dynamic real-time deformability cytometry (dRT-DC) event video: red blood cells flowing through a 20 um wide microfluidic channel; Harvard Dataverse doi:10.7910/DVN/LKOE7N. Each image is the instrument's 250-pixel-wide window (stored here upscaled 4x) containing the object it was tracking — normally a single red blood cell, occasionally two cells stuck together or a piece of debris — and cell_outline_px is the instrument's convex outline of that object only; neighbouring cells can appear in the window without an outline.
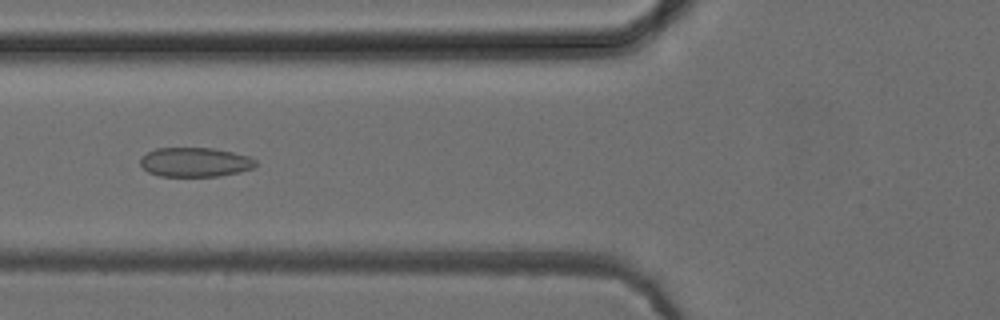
{"species": "common noctule bat (a hibernating species)", "species_latin": "Nyctalus noctula", "temperature_condition": "cold", "stored_images_in_passage": 52, "camera_frame_rate_fps": 3000, "um_per_image_px": 0.085, "animal": {"sex": "female", "body_mass_g": 24.6, "forearm_length_mm": 56.2}, "frame": {"image": 1, "passage_image": 20, "time_ms": 6.333, "image_size_px": [1000, 320], "cell_outline_px": [[256, 164], [252, 168], [240, 172], [220, 176], [160, 176], [148, 172], [140, 164], [140, 156], [156, 148], [212, 148], [232, 152], [248, 156], [256, 160]], "centroid_in_image_um": [16.56, 13.78], "position_along_channel_um": 109.2, "area_um2": 19.71}}
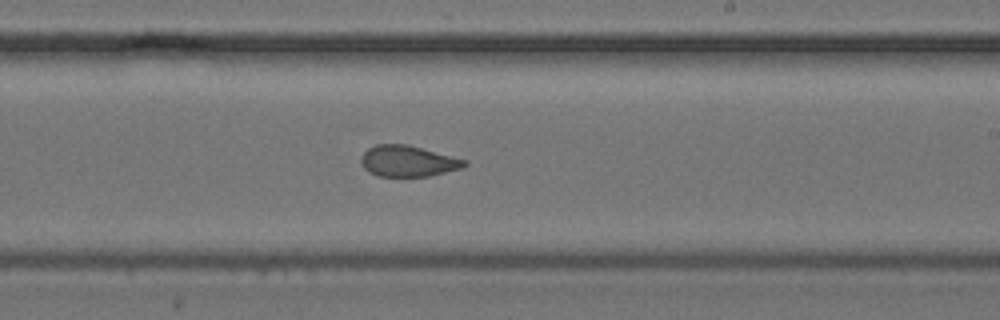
{"frame": {"image": 2, "passage_image": 31, "time_ms": 10.0, "image_size_px": [1000, 320], "cell_outline_px": [[468, 164], [460, 168], [428, 176], [376, 176], [368, 172], [364, 168], [360, 160], [360, 156], [368, 148], [376, 144], [408, 144], [468, 160]], "centroid_in_image_um": [34.65, 13.68], "position_along_channel_um": 254.4, "area_um2": 18.79}}
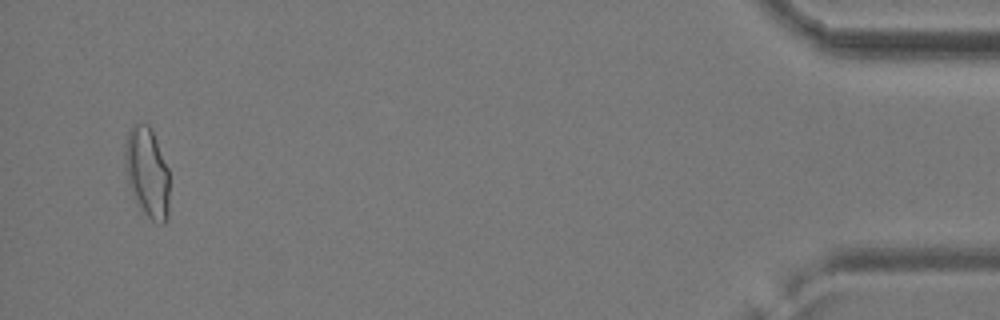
{"frame": {"image": 3, "passage_image": 50, "time_ms": 16.333, "image_size_px": [1000, 320], "cell_outline_px": [[168, 220], [164, 224], [160, 224], [152, 220], [144, 212], [136, 200], [128, 184], [124, 168], [124, 144], [128, 132], [136, 124], [148, 124], [152, 132], [168, 168]], "centroid_in_image_um": [12.49, 14.67], "position_along_channel_um": 422.7, "area_um2": 23.12}, "authors_computed_cell_mechanics": {"area_um2": 20.4323, "velocity_mm_per_s": 3.9551, "shape_relaxation_time_tau1_ms": null, "shape_relaxation_time_tau2_ms": 1.3419, "deformation_change_tau1": null, "deformation_change_tau2": 0.0735}}